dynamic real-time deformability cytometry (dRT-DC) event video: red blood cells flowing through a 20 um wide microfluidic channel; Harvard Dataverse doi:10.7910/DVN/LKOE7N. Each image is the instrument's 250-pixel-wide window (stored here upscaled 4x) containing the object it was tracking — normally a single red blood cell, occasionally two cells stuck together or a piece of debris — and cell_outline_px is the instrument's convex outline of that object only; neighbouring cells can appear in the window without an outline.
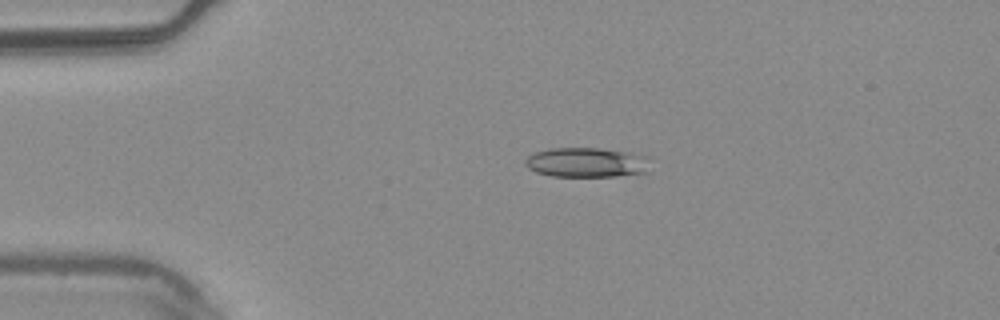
{"species": "common noctule bat (a hibernating species)", "species_latin": "Nyctalus noctula", "temperature_condition": "warm", "stored_images_in_passage": 4, "camera_frame_rate_fps": 3000, "um_per_image_px": 0.085, "animal": {"sex": "male", "body_mass_g": 20.4}, "frame": {"image": 1, "passage_image": 3, "time_ms": 0.667, "image_size_px": [1000, 320], "cell_outline_px": [[648, 172], [616, 176], [552, 176], [536, 172], [528, 168], [524, 164], [524, 160], [528, 156], [536, 152], [548, 148], [600, 148], [648, 156]], "centroid_in_image_um": [49.82, 13.81], "position_along_channel_um": 35.2, "area_um2": 21.56}}